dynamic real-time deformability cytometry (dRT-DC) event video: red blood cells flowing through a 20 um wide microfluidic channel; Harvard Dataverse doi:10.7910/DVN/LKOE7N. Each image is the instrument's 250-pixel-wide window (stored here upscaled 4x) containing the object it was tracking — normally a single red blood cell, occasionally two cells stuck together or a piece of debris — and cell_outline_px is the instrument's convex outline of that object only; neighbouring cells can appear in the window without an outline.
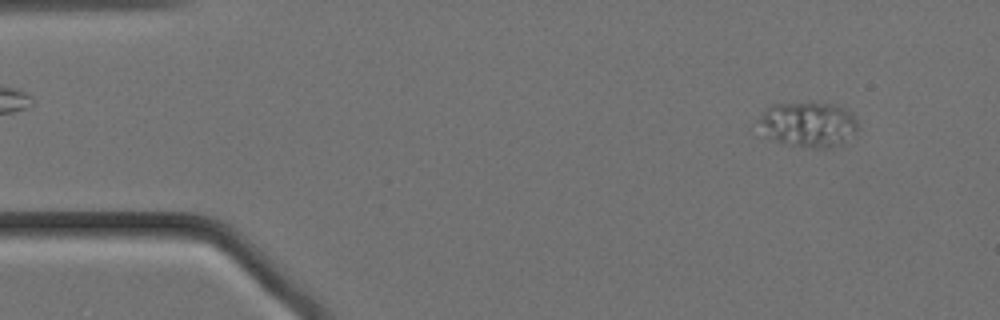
{"species": "Egyptian fruit bat (a non-hibernating species)", "species_latin": "Rousettus aegyptiacus", "temperature_condition": "cold", "stored_images_in_passage": 57, "camera_frame_rate_fps": 3000, "um_per_image_px": 0.085, "animal": {"sex": "female"}, "frame": {"image": 1, "passage_image": 5, "time_ms": 1.333, "image_size_px": [1000, 320], "cell_outline_px": [[860, 128], [840, 148], [812, 148], [784, 144], [772, 140], [764, 136], [756, 120], [764, 108], [772, 104], [836, 104], [844, 108], [856, 116]], "centroid_in_image_um": [68.71, 10.61], "position_along_channel_um": 16.3, "area_um2": 26.93}}
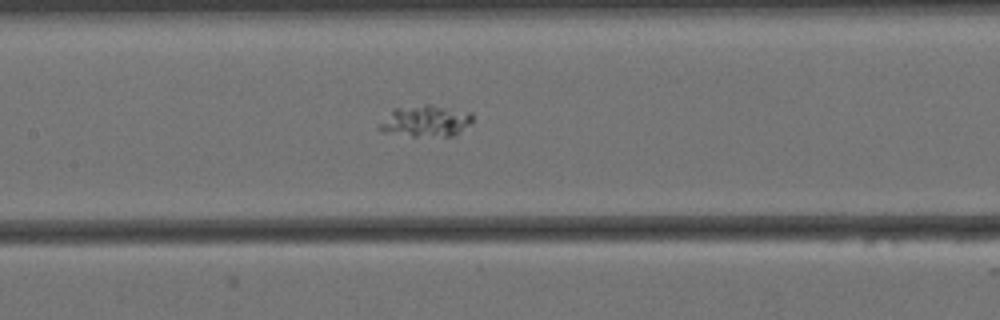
{"frame": {"image": 2, "passage_image": 26, "time_ms": 8.333, "image_size_px": [1000, 320], "cell_outline_px": [[472, 124], [456, 136], [412, 136], [380, 132], [376, 128], [392, 108], [424, 104], [432, 104], [472, 112]], "centroid_in_image_um": [36.19, 10.28], "position_along_channel_um": 171.2, "area_um2": 17.63}}
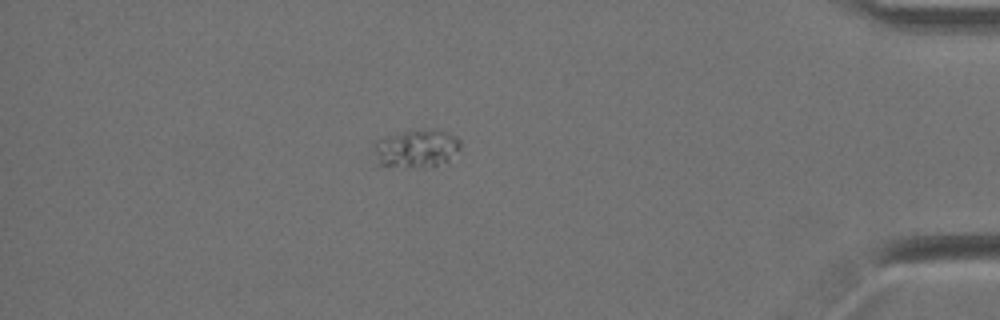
{"frame": {"image": 3, "passage_image": 50, "time_ms": 16.333, "image_size_px": [1000, 320], "cell_outline_px": [[460, 148], [448, 164], [432, 168], [372, 168], [372, 144], [376, 140], [384, 136], [408, 128], [440, 128], [456, 136], [460, 140]], "centroid_in_image_um": [35.28, 12.66], "position_along_channel_um": 399.9, "area_um2": 21.73}}